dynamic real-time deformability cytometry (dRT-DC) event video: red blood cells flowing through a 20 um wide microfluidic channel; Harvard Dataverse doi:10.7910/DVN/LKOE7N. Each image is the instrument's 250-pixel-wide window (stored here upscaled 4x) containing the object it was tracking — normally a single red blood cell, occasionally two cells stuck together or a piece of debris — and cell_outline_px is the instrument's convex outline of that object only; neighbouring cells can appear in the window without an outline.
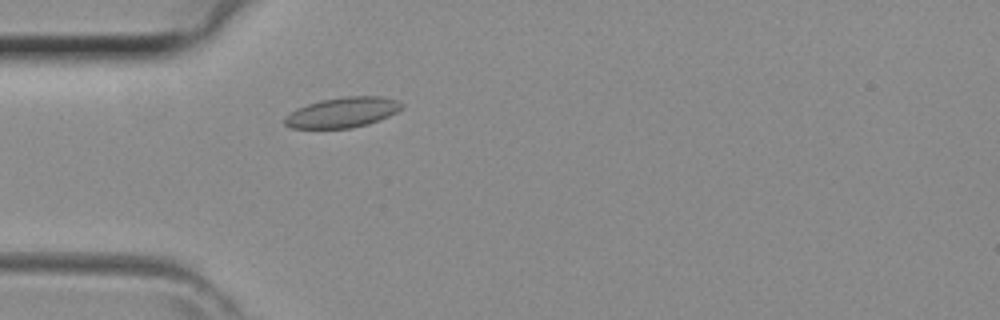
{"species": "common noctule bat (a hibernating species)", "species_latin": "Nyctalus noctula", "temperature_condition": "room temperature", "stored_images_in_passage": 39, "camera_frame_rate_fps": 3000, "um_per_image_px": 0.085, "animal": {"sex": "female", "body_mass_g": 29.2, "forearm_length_mm": 56.3}, "frame": {"image": 1, "passage_image": 9, "time_ms": 2.667, "image_size_px": [1000, 320], "cell_outline_px": [[404, 108], [388, 116], [368, 124], [352, 128], [292, 128], [284, 124], [284, 116], [296, 108], [320, 100], [344, 96], [384, 96], [396, 100], [404, 104]], "centroid_in_image_um": [29.12, 9.54], "position_along_channel_um": 55.9, "area_um2": 20.75}}
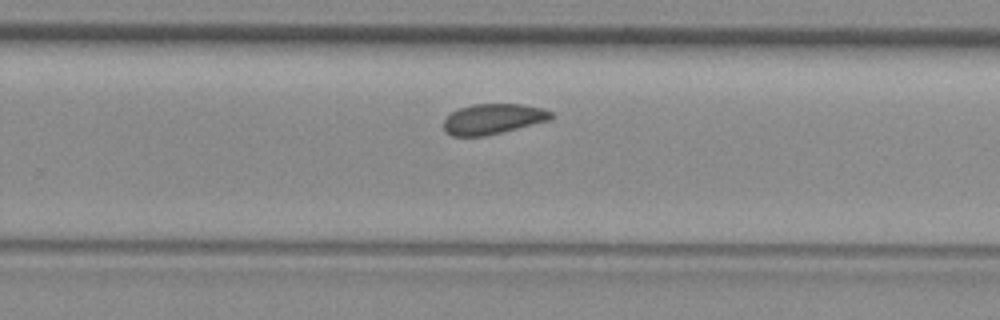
{"frame": {"image": 2, "passage_image": 24, "time_ms": 7.667, "image_size_px": [1000, 320], "cell_outline_px": [[552, 116], [548, 120], [484, 136], [452, 136], [444, 132], [444, 120], [452, 112], [460, 108], [472, 104], [520, 104], [544, 108], [552, 112]], "centroid_in_image_um": [41.87, 10.1], "position_along_channel_um": 287.9, "area_um2": 18.73}}
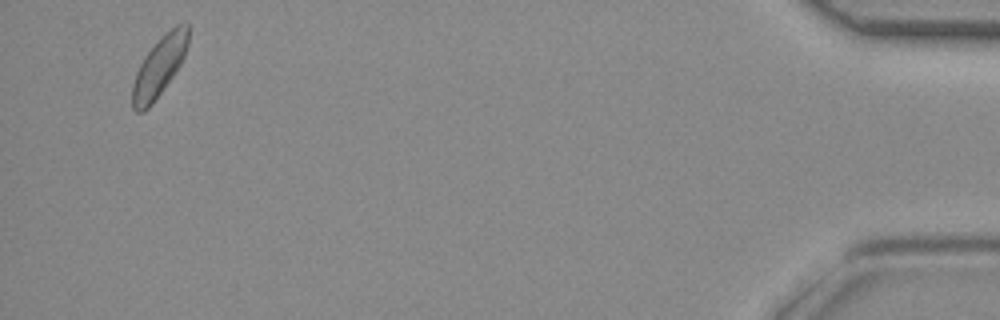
{"frame": {"image": 3, "passage_image": 38, "time_ms": 12.333, "image_size_px": [1000, 320], "cell_outline_px": [[188, 44], [184, 56], [176, 72], [152, 104], [144, 112], [136, 112], [132, 108], [132, 84], [136, 72], [144, 56], [160, 36], [176, 24], [188, 24]], "centroid_in_image_um": [13.52, 5.67], "position_along_channel_um": 421.7, "area_um2": 19.48}}